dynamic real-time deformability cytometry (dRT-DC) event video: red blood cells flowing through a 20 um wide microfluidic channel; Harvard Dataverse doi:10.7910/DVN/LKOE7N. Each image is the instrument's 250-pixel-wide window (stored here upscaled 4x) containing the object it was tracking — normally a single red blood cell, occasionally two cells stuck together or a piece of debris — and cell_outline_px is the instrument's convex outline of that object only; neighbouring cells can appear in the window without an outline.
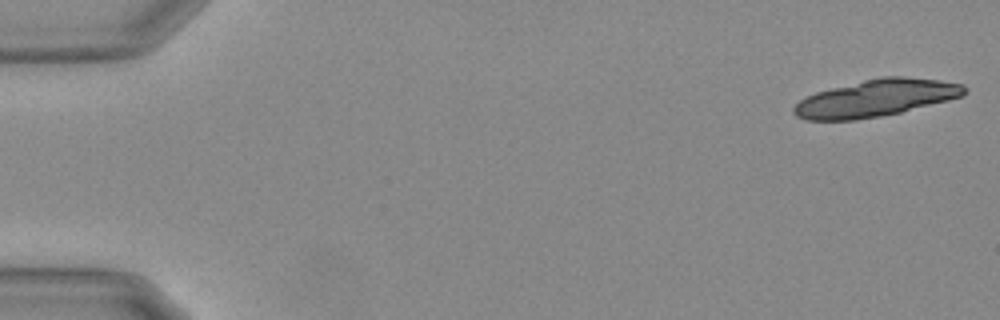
{"species": "Egyptian fruit bat (a non-hibernating species)", "species_latin": "Rousettus aegyptiacus", "temperature_condition": "warm", "stored_images_in_passage": 14, "camera_frame_rate_fps": 3000, "um_per_image_px": 0.085, "animal": {"sex": "female"}, "frame": {"image": 1, "passage_image": 1, "time_ms": 0.0, "image_size_px": [1000, 320], "cell_outline_px": [[968, 92], [964, 96], [900, 112], [880, 116], [856, 120], [804, 120], [796, 116], [792, 112], [792, 108], [800, 100], [816, 92], [864, 80], [884, 76], [904, 76], [940, 80], [964, 84], [968, 88]], "centroid_in_image_um": [74.49, 8.34], "position_along_channel_um": 10.5, "area_um2": 36.76}}